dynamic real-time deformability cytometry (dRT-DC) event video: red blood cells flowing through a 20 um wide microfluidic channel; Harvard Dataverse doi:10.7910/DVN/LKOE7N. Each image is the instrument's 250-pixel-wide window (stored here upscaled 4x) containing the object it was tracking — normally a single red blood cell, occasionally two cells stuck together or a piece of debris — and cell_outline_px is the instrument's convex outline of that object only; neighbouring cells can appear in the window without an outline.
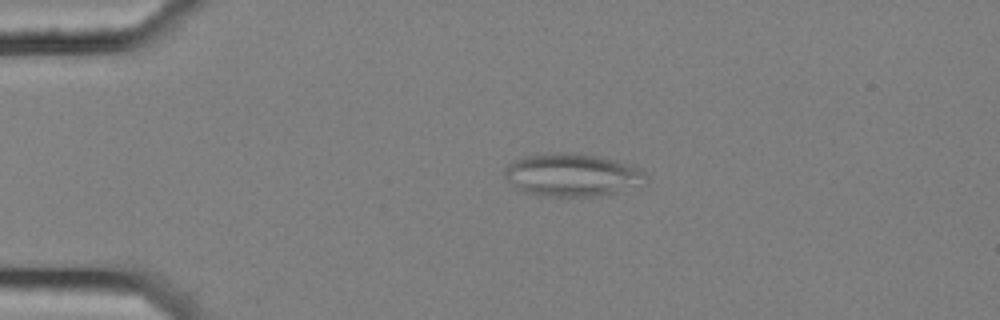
{"species": "common noctule bat (a hibernating species)", "species_latin": "Nyctalus noctula", "temperature_condition": "cold", "stored_images_in_passage": 3, "camera_frame_rate_fps": 3000, "um_per_image_px": 0.085, "animal": {"sex": "female", "body_mass_g": 25.1}, "frame": {"image": 1, "passage_image": 2, "time_ms": 0.333, "image_size_px": [1000, 320], "cell_outline_px": [[648, 180], [644, 184], [616, 192], [592, 196], [548, 196], [524, 192], [516, 188], [504, 176], [504, 168], [508, 164], [524, 156], [548, 152], [580, 152], [600, 156], [632, 164], [644, 172], [648, 176]], "centroid_in_image_um": [48.65, 14.84], "position_along_channel_um": 36.3, "area_um2": 35.66}}